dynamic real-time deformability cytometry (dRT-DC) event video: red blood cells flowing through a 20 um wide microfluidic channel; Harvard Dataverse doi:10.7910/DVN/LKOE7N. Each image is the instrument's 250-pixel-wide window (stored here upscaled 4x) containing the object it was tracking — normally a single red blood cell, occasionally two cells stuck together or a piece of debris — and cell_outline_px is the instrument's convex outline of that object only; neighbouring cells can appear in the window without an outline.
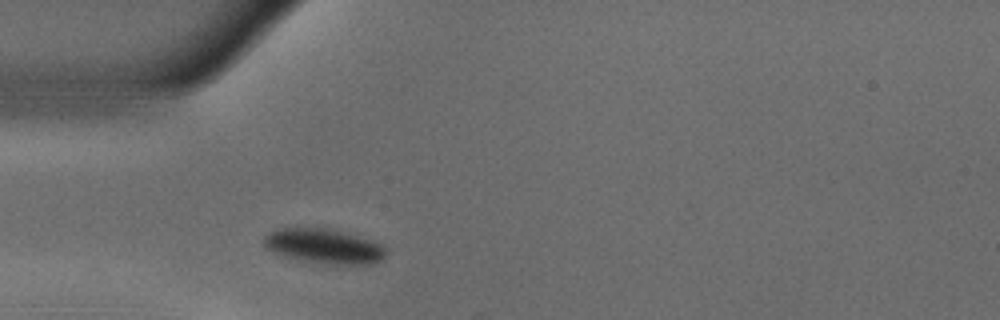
{"species": "common noctule bat (a hibernating species)", "species_latin": "Nyctalus noctula", "temperature_condition": "warm", "stored_images_in_passage": 1, "camera_frame_rate_fps": 3000, "um_per_image_px": 0.085, "animal": {"sex": "male", "body_mass_g": 18.8}, "frame": {"image": 1, "passage_image": 1, "time_ms": 0.0, "image_size_px": [1000, 320], "cell_outline_px": [[388, 252], [380, 260], [372, 264], [332, 264], [280, 256], [264, 248], [264, 236], [268, 232], [276, 228], [296, 224], [328, 228], [344, 232], [372, 240], [380, 244]], "centroid_in_image_um": [27.43, 20.86], "position_along_channel_um": 57.6, "area_um2": 25.43}}